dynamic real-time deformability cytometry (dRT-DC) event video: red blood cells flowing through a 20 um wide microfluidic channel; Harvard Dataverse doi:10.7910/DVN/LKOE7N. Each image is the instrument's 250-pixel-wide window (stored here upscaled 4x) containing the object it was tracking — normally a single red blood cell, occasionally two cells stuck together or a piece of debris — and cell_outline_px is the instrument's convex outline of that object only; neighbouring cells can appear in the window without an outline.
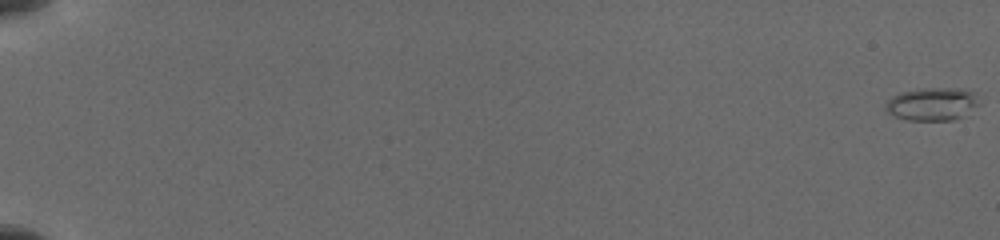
{"species": "common noctule bat (a hibernating species)", "species_latin": "Nyctalus noctula", "temperature_condition": "cold", "stored_images_in_passage": 8, "camera_frame_rate_fps": 3000, "um_per_image_px": 0.085, "animal": {"sex": "female", "body_mass_g": 19.5, "forearm_length_mm": 54.1}, "frame": {"image": 1, "passage_image": 1, "time_ms": 0.0, "image_size_px": [1000, 240], "cell_outline_px": [[976, 104], [964, 116], [952, 120], [908, 120], [884, 112], [884, 104], [892, 96], [900, 92], [928, 88], [948, 88], [976, 92]], "centroid_in_image_um": [79.15, 8.85], "position_along_channel_um": 5.9, "area_um2": 17.69}}